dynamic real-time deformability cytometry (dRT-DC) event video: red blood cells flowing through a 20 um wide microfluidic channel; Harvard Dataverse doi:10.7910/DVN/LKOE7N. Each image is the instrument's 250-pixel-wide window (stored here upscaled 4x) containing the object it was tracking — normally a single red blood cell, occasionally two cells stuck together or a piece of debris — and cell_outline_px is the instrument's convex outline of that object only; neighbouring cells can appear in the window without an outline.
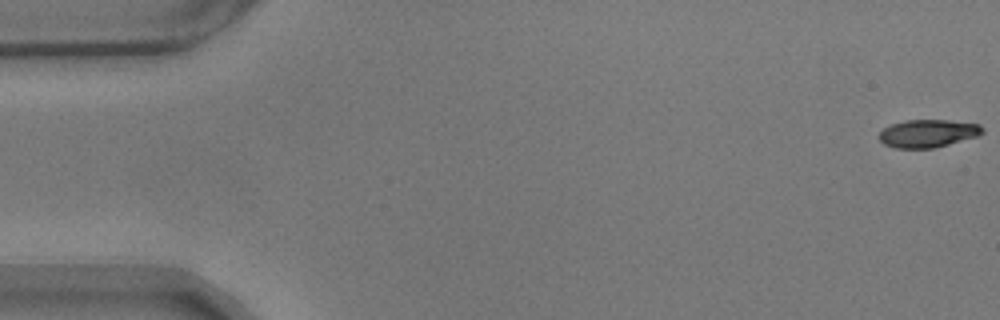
{"species": "common noctule bat (a hibernating species)", "species_latin": "Nyctalus noctula", "temperature_condition": "warm", "stored_images_in_passage": 58, "camera_frame_rate_fps": 3000, "um_per_image_px": 0.085, "animal": {"sex": "male", "body_mass_g": 17.9}, "frame": {"image": 1, "passage_image": 1, "time_ms": 0.0, "image_size_px": [1000, 320], "cell_outline_px": [[984, 132], [976, 136], [948, 144], [932, 148], [896, 148], [884, 144], [876, 136], [884, 128], [892, 124], [904, 120], [948, 120], [980, 124], [984, 128]], "centroid_in_image_um": [78.85, 11.33], "position_along_channel_um": 6.2, "area_um2": 16.7}}
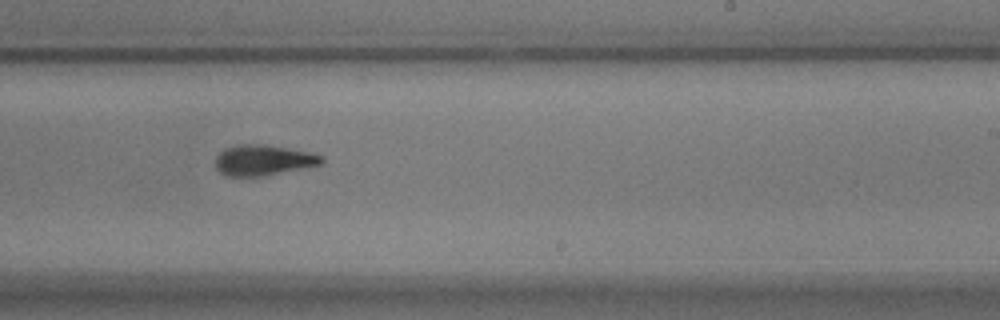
{"frame": {"image": 2, "passage_image": 35, "time_ms": 11.333, "image_size_px": [1000, 320], "cell_outline_px": [[324, 164], [264, 176], [228, 176], [220, 172], [216, 168], [216, 156], [224, 148], [240, 144], [264, 144], [308, 152], [324, 156]], "centroid_in_image_um": [22.39, 13.61], "position_along_channel_um": 266.6, "area_um2": 18.96}}
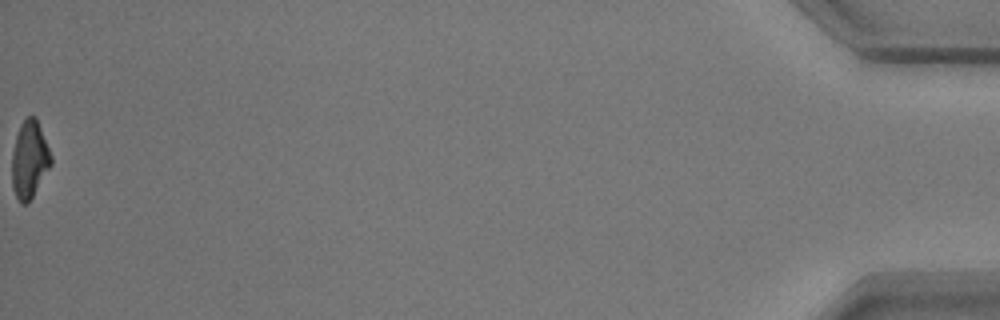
{"frame": {"image": 3, "passage_image": 58, "time_ms": 19.0, "image_size_px": [1000, 320], "cell_outline_px": [[52, 164], [28, 204], [20, 204], [12, 188], [12, 152], [16, 136], [20, 124], [28, 116], [36, 116], [52, 156]], "centroid_in_image_um": [2.51, 13.58], "position_along_channel_um": 432.7, "area_um2": 17.74}, "authors_computed_cell_mechanics": {"area_um2": 18.5827, "velocity_mm_per_s": 3.5194, "shape_relaxation_time_tau1_ms": 3.7942, "shape_relaxation_time_tau2_ms": 5.4004, "deformation_change_tau1": 0.1677, "deformation_change_tau2": 0.1374}}